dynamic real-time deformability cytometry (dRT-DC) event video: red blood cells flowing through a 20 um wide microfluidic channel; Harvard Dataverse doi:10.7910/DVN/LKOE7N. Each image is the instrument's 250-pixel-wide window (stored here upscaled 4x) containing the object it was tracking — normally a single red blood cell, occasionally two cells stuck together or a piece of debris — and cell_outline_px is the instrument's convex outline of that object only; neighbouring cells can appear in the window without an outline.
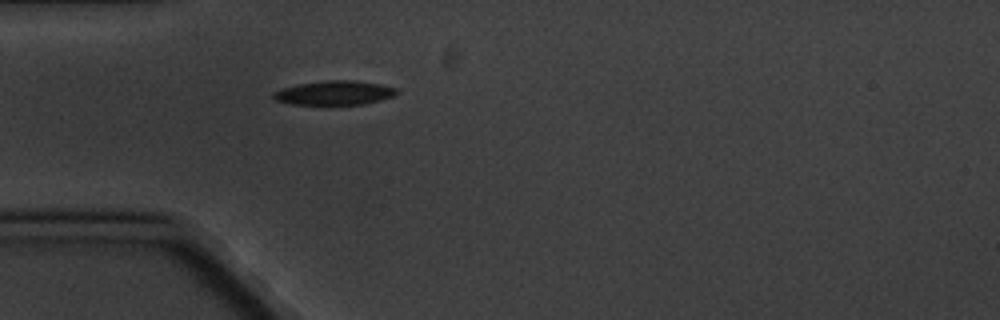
{"species": "common noctule bat (a hibernating species)", "species_latin": "Nyctalus noctula", "temperature_condition": "cold", "stored_images_in_passage": 1, "camera_frame_rate_fps": 3000, "um_per_image_px": 0.085, "animal": {"sex": "male", "body_mass_g": 20.1, "forearm_length_mm": 53.5}, "frame": {"image": 1, "passage_image": 1, "time_ms": 0.0, "image_size_px": [1000, 320], "cell_outline_px": [[396, 92], [392, 96], [380, 100], [364, 104], [328, 108], [288, 104], [276, 100], [272, 96], [272, 92], [280, 88], [300, 84], [324, 80], [352, 80], [380, 84], [396, 88]], "centroid_in_image_um": [28.33, 7.95], "position_along_channel_um": 56.7, "area_um2": 18.32}}